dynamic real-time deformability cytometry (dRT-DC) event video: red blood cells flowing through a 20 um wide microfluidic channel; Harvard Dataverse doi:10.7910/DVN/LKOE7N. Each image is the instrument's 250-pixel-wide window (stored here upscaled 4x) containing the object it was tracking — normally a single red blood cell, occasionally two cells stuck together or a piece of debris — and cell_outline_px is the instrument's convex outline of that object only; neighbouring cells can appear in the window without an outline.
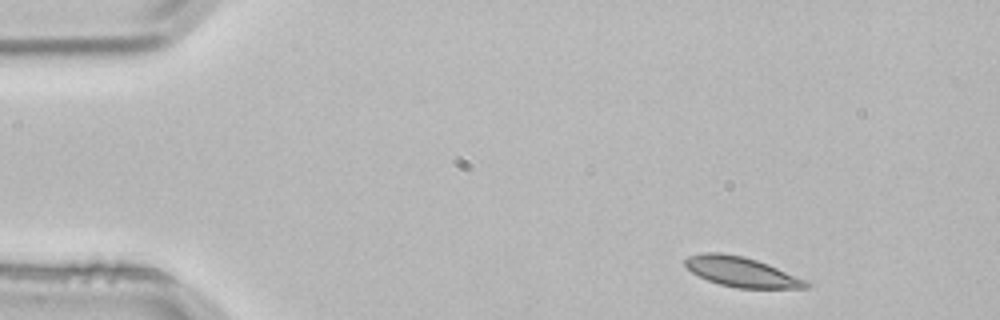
{"species": "common noctule bat (a hibernating species)", "species_latin": "Nyctalus noctula", "temperature_condition": "room temperature", "stored_images_in_passage": 3, "camera_frame_rate_fps": 3000, "um_per_image_px": 0.085, "animal": {"sex": "male", "body_mass_g": 21.5, "forearm_length_mm": 52.0}, "frame": {"image": 1, "passage_image": 1, "time_ms": 0.0, "image_size_px": [1000, 320], "cell_outline_px": [[812, 284], [808, 288], [736, 288], [720, 284], [708, 280], [692, 272], [684, 264], [684, 260], [688, 256], [700, 252], [720, 252], [744, 256], [768, 264], [808, 280]], "centroid_in_image_um": [63.05, 23.1], "position_along_channel_um": 22.0, "area_um2": 21.21}}
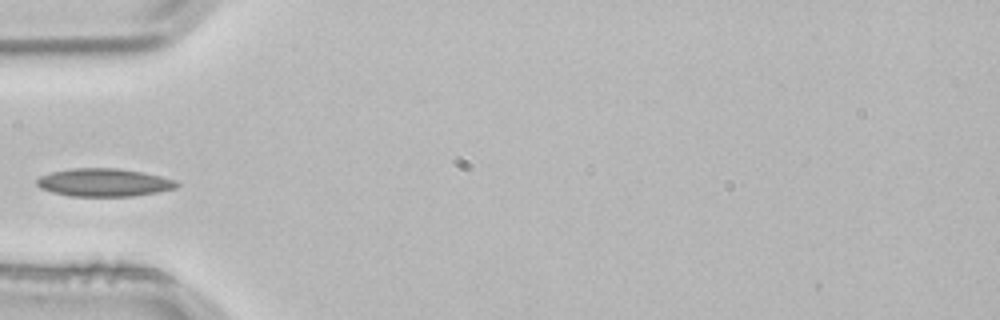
{"frame": {"image": 2, "passage_image": 3, "time_ms": 0.667, "image_size_px": [1000, 320], "cell_outline_px": [[180, 184], [176, 188], [160, 192], [132, 196], [68, 196], [52, 192], [40, 188], [36, 184], [36, 180], [40, 176], [52, 172], [72, 168], [120, 168], [144, 172], [176, 180]], "centroid_in_image_um": [8.86, 15.51], "position_along_channel_um": 76.1, "area_um2": 23.0}}